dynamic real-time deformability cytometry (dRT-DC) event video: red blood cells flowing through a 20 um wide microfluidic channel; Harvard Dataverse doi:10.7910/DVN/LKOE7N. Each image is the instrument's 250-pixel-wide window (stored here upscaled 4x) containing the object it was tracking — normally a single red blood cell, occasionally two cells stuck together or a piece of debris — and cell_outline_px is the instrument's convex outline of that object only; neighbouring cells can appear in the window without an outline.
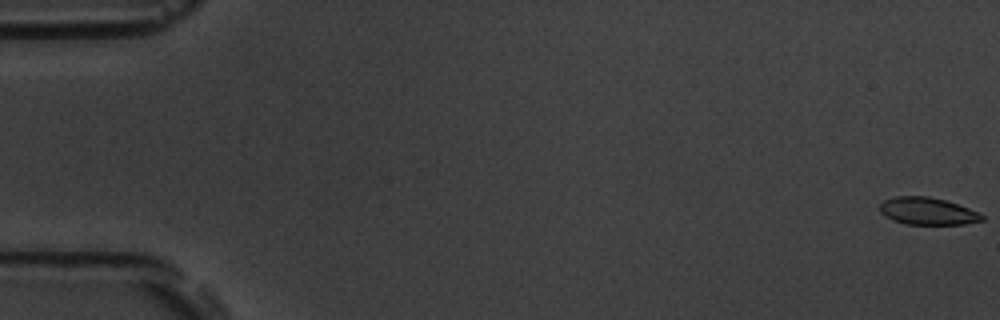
{"species": "common noctule bat (a hibernating species)", "species_latin": "Nyctalus noctula", "temperature_condition": "room temperature", "stored_images_in_passage": 7, "camera_frame_rate_fps": 3000, "um_per_image_px": 0.085, "animal": {"sex": "male", "body_mass_g": 19.5, "forearm_length_mm": 54.6}, "frame": {"image": 1, "passage_image": 1, "time_ms": 0.0, "image_size_px": [1000, 320], "cell_outline_px": [[984, 220], [964, 224], [904, 224], [892, 220], [884, 216], [880, 212], [880, 204], [884, 200], [896, 196], [928, 196], [944, 200], [968, 208], [984, 216]], "centroid_in_image_um": [78.79, 17.95], "position_along_channel_um": 6.2, "area_um2": 16.13}}